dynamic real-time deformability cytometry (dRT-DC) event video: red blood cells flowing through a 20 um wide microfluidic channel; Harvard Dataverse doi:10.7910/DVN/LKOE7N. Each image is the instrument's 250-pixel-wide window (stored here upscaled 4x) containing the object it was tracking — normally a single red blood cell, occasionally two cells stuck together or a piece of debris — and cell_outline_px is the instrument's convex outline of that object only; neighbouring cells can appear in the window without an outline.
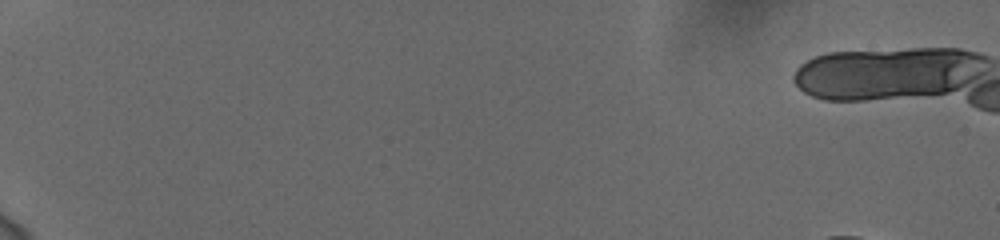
{"species": "human", "species_latin": "Homo sapiens", "temperature_condition": "cold", "stored_images_in_passage": 9, "camera_frame_rate_fps": 3000, "um_per_image_px": 0.085, "donor": {"sex": "female"}, "frame": {"image": 1, "passage_image": 1, "time_ms": 0.0, "image_size_px": [1000, 240], "cell_outline_px": [[976, 56], [952, 88], [944, 92], [848, 100], [840, 100], [816, 96], [808, 92], [796, 80], [796, 72], [804, 64], [820, 56], [840, 52], [968, 52]], "centroid_in_image_um": [74.99, 6.28], "position_along_channel_um": 10.0, "area_um2": 50.05}}